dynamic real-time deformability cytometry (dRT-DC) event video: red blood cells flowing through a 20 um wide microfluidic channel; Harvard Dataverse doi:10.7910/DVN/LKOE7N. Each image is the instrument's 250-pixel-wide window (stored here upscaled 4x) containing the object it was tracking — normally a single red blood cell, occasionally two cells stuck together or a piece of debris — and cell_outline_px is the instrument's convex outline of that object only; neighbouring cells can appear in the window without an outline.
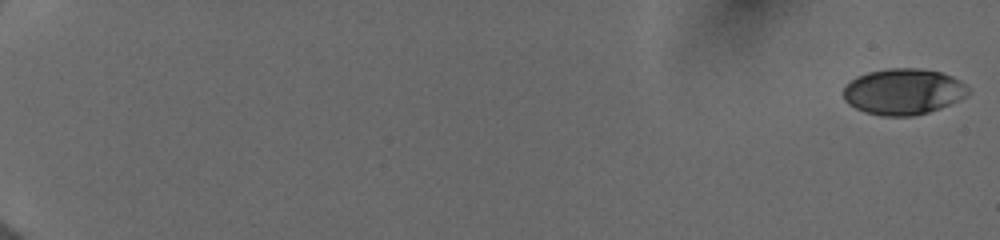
{"species": "human", "species_latin": "Homo sapiens", "temperature_condition": "cold", "stored_images_in_passage": 55, "camera_frame_rate_fps": 3000, "um_per_image_px": 0.085, "donor": {"sex": "female"}, "frame": {"image": 1, "passage_image": 1, "time_ms": 0.0, "image_size_px": [1000, 240], "cell_outline_px": [[968, 92], [964, 96], [940, 108], [928, 112], [912, 116], [880, 116], [864, 112], [848, 104], [844, 100], [844, 84], [856, 76], [868, 72], [888, 68], [920, 68], [940, 72], [952, 76], [960, 80], [968, 88]], "centroid_in_image_um": [76.72, 7.78], "position_along_channel_um": 8.3, "area_um2": 33.47}}
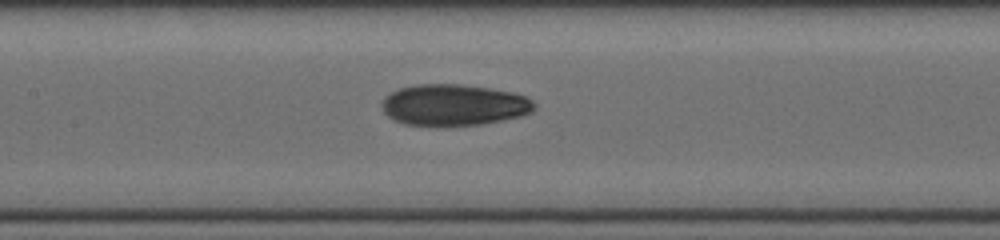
{"frame": {"image": 2, "passage_image": 30, "time_ms": 9.667, "image_size_px": [1000, 240], "cell_outline_px": [[536, 108], [532, 112], [520, 116], [480, 124], [444, 128], [436, 128], [404, 124], [388, 116], [384, 112], [380, 104], [384, 96], [400, 88], [416, 84], [464, 84], [492, 88], [512, 92], [524, 96], [532, 100], [536, 104]], "centroid_in_image_um": [38.55, 8.94], "position_along_channel_um": 168.9, "area_um2": 37.57}}
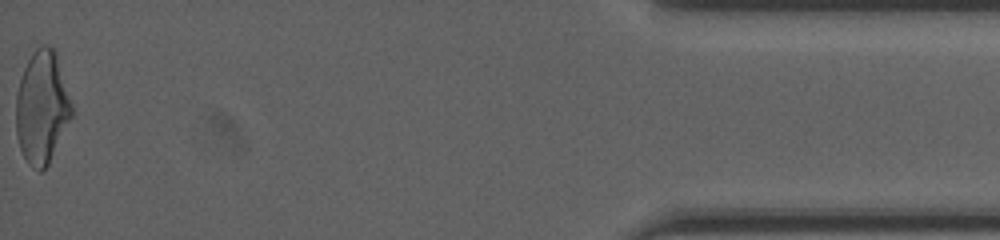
{"frame": {"image": 3, "passage_image": 55, "time_ms": 18.0, "image_size_px": [1000, 240], "cell_outline_px": [[72, 116], [48, 164], [40, 172], [32, 168], [28, 164], [20, 148], [16, 136], [16, 96], [20, 80], [24, 68], [32, 52], [40, 44], [44, 44], [52, 48], [56, 52], [72, 104]], "centroid_in_image_um": [3.55, 9.12], "position_along_channel_um": 431.6, "area_um2": 36.41}, "authors_computed_cell_mechanics": {"area_um2": 35.2002, "velocity_mm_per_s": 4.0212, "shape_relaxation_time_tau1_ms": 5.3363, "shape_relaxation_time_tau2_ms": 1.8384, "deformation_change_tau1": 0.1814, "deformation_change_tau2": 0.0705}}